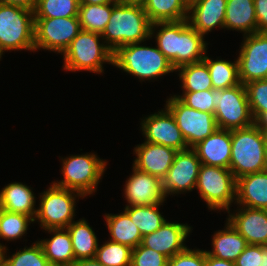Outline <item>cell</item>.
I'll use <instances>...</instances> for the list:
<instances>
[{
    "mask_svg": "<svg viewBox=\"0 0 267 266\" xmlns=\"http://www.w3.org/2000/svg\"><path fill=\"white\" fill-rule=\"evenodd\" d=\"M243 37L237 58L240 82L245 85L254 80L267 79V32Z\"/></svg>",
    "mask_w": 267,
    "mask_h": 266,
    "instance_id": "obj_13",
    "label": "cell"
},
{
    "mask_svg": "<svg viewBox=\"0 0 267 266\" xmlns=\"http://www.w3.org/2000/svg\"><path fill=\"white\" fill-rule=\"evenodd\" d=\"M4 266H52L45 257L41 244L36 241L31 247L14 253L11 257L5 252Z\"/></svg>",
    "mask_w": 267,
    "mask_h": 266,
    "instance_id": "obj_37",
    "label": "cell"
},
{
    "mask_svg": "<svg viewBox=\"0 0 267 266\" xmlns=\"http://www.w3.org/2000/svg\"><path fill=\"white\" fill-rule=\"evenodd\" d=\"M2 4L17 5L34 11L36 0H0Z\"/></svg>",
    "mask_w": 267,
    "mask_h": 266,
    "instance_id": "obj_44",
    "label": "cell"
},
{
    "mask_svg": "<svg viewBox=\"0 0 267 266\" xmlns=\"http://www.w3.org/2000/svg\"><path fill=\"white\" fill-rule=\"evenodd\" d=\"M52 233V238L38 240L45 257L52 266H72L75 257L72 248V240L67 228L47 229Z\"/></svg>",
    "mask_w": 267,
    "mask_h": 266,
    "instance_id": "obj_23",
    "label": "cell"
},
{
    "mask_svg": "<svg viewBox=\"0 0 267 266\" xmlns=\"http://www.w3.org/2000/svg\"><path fill=\"white\" fill-rule=\"evenodd\" d=\"M115 0H80V4H113Z\"/></svg>",
    "mask_w": 267,
    "mask_h": 266,
    "instance_id": "obj_50",
    "label": "cell"
},
{
    "mask_svg": "<svg viewBox=\"0 0 267 266\" xmlns=\"http://www.w3.org/2000/svg\"><path fill=\"white\" fill-rule=\"evenodd\" d=\"M78 17L34 18V47L63 54L81 31Z\"/></svg>",
    "mask_w": 267,
    "mask_h": 266,
    "instance_id": "obj_12",
    "label": "cell"
},
{
    "mask_svg": "<svg viewBox=\"0 0 267 266\" xmlns=\"http://www.w3.org/2000/svg\"><path fill=\"white\" fill-rule=\"evenodd\" d=\"M7 247L0 243V266H4L5 252H7Z\"/></svg>",
    "mask_w": 267,
    "mask_h": 266,
    "instance_id": "obj_51",
    "label": "cell"
},
{
    "mask_svg": "<svg viewBox=\"0 0 267 266\" xmlns=\"http://www.w3.org/2000/svg\"><path fill=\"white\" fill-rule=\"evenodd\" d=\"M212 80L213 89H226L241 84L239 79L238 62L212 60L207 55L203 58Z\"/></svg>",
    "mask_w": 267,
    "mask_h": 266,
    "instance_id": "obj_30",
    "label": "cell"
},
{
    "mask_svg": "<svg viewBox=\"0 0 267 266\" xmlns=\"http://www.w3.org/2000/svg\"><path fill=\"white\" fill-rule=\"evenodd\" d=\"M229 169L235 179L267 170L265 133L255 124L231 130V159Z\"/></svg>",
    "mask_w": 267,
    "mask_h": 266,
    "instance_id": "obj_3",
    "label": "cell"
},
{
    "mask_svg": "<svg viewBox=\"0 0 267 266\" xmlns=\"http://www.w3.org/2000/svg\"><path fill=\"white\" fill-rule=\"evenodd\" d=\"M130 266H168V258L153 249L139 244L132 249Z\"/></svg>",
    "mask_w": 267,
    "mask_h": 266,
    "instance_id": "obj_40",
    "label": "cell"
},
{
    "mask_svg": "<svg viewBox=\"0 0 267 266\" xmlns=\"http://www.w3.org/2000/svg\"><path fill=\"white\" fill-rule=\"evenodd\" d=\"M101 34L81 30L63 53V68L67 71L103 73V63L112 64L113 51L100 43Z\"/></svg>",
    "mask_w": 267,
    "mask_h": 266,
    "instance_id": "obj_5",
    "label": "cell"
},
{
    "mask_svg": "<svg viewBox=\"0 0 267 266\" xmlns=\"http://www.w3.org/2000/svg\"><path fill=\"white\" fill-rule=\"evenodd\" d=\"M32 188L20 182L6 185L0 191V209L28 215L35 219L37 209Z\"/></svg>",
    "mask_w": 267,
    "mask_h": 266,
    "instance_id": "obj_24",
    "label": "cell"
},
{
    "mask_svg": "<svg viewBox=\"0 0 267 266\" xmlns=\"http://www.w3.org/2000/svg\"><path fill=\"white\" fill-rule=\"evenodd\" d=\"M183 92L213 89L208 67L204 61L183 65L177 68Z\"/></svg>",
    "mask_w": 267,
    "mask_h": 266,
    "instance_id": "obj_32",
    "label": "cell"
},
{
    "mask_svg": "<svg viewBox=\"0 0 267 266\" xmlns=\"http://www.w3.org/2000/svg\"><path fill=\"white\" fill-rule=\"evenodd\" d=\"M105 220L111 241L132 249L141 244L142 235L125 211L120 214H105Z\"/></svg>",
    "mask_w": 267,
    "mask_h": 266,
    "instance_id": "obj_28",
    "label": "cell"
},
{
    "mask_svg": "<svg viewBox=\"0 0 267 266\" xmlns=\"http://www.w3.org/2000/svg\"><path fill=\"white\" fill-rule=\"evenodd\" d=\"M200 165L201 162L192 148L178 151L166 177L162 180L165 196L195 189Z\"/></svg>",
    "mask_w": 267,
    "mask_h": 266,
    "instance_id": "obj_15",
    "label": "cell"
},
{
    "mask_svg": "<svg viewBox=\"0 0 267 266\" xmlns=\"http://www.w3.org/2000/svg\"><path fill=\"white\" fill-rule=\"evenodd\" d=\"M227 0H190L189 24L204 36L213 28L224 29Z\"/></svg>",
    "mask_w": 267,
    "mask_h": 266,
    "instance_id": "obj_20",
    "label": "cell"
},
{
    "mask_svg": "<svg viewBox=\"0 0 267 266\" xmlns=\"http://www.w3.org/2000/svg\"><path fill=\"white\" fill-rule=\"evenodd\" d=\"M195 189L211 210H230L236 201V179L230 169L201 164Z\"/></svg>",
    "mask_w": 267,
    "mask_h": 266,
    "instance_id": "obj_8",
    "label": "cell"
},
{
    "mask_svg": "<svg viewBox=\"0 0 267 266\" xmlns=\"http://www.w3.org/2000/svg\"><path fill=\"white\" fill-rule=\"evenodd\" d=\"M206 251L187 248L168 259V266H205Z\"/></svg>",
    "mask_w": 267,
    "mask_h": 266,
    "instance_id": "obj_41",
    "label": "cell"
},
{
    "mask_svg": "<svg viewBox=\"0 0 267 266\" xmlns=\"http://www.w3.org/2000/svg\"><path fill=\"white\" fill-rule=\"evenodd\" d=\"M215 119L219 129L234 130L254 124L245 85L213 89Z\"/></svg>",
    "mask_w": 267,
    "mask_h": 266,
    "instance_id": "obj_9",
    "label": "cell"
},
{
    "mask_svg": "<svg viewBox=\"0 0 267 266\" xmlns=\"http://www.w3.org/2000/svg\"><path fill=\"white\" fill-rule=\"evenodd\" d=\"M34 219L28 215L0 209V239L14 241L21 238Z\"/></svg>",
    "mask_w": 267,
    "mask_h": 266,
    "instance_id": "obj_35",
    "label": "cell"
},
{
    "mask_svg": "<svg viewBox=\"0 0 267 266\" xmlns=\"http://www.w3.org/2000/svg\"><path fill=\"white\" fill-rule=\"evenodd\" d=\"M240 207L267 210V170L236 179V201Z\"/></svg>",
    "mask_w": 267,
    "mask_h": 266,
    "instance_id": "obj_22",
    "label": "cell"
},
{
    "mask_svg": "<svg viewBox=\"0 0 267 266\" xmlns=\"http://www.w3.org/2000/svg\"><path fill=\"white\" fill-rule=\"evenodd\" d=\"M178 151L164 145L145 142L134 148L137 156L133 166L163 180L170 169Z\"/></svg>",
    "mask_w": 267,
    "mask_h": 266,
    "instance_id": "obj_19",
    "label": "cell"
},
{
    "mask_svg": "<svg viewBox=\"0 0 267 266\" xmlns=\"http://www.w3.org/2000/svg\"><path fill=\"white\" fill-rule=\"evenodd\" d=\"M205 266H235V262L217 259L206 252Z\"/></svg>",
    "mask_w": 267,
    "mask_h": 266,
    "instance_id": "obj_45",
    "label": "cell"
},
{
    "mask_svg": "<svg viewBox=\"0 0 267 266\" xmlns=\"http://www.w3.org/2000/svg\"><path fill=\"white\" fill-rule=\"evenodd\" d=\"M190 232L191 226L187 224L165 220L158 230L143 236L141 244L170 259L187 249L184 242Z\"/></svg>",
    "mask_w": 267,
    "mask_h": 266,
    "instance_id": "obj_17",
    "label": "cell"
},
{
    "mask_svg": "<svg viewBox=\"0 0 267 266\" xmlns=\"http://www.w3.org/2000/svg\"><path fill=\"white\" fill-rule=\"evenodd\" d=\"M124 194L129 204L126 206L153 205L166 200L162 180L134 166L133 174L126 181Z\"/></svg>",
    "mask_w": 267,
    "mask_h": 266,
    "instance_id": "obj_16",
    "label": "cell"
},
{
    "mask_svg": "<svg viewBox=\"0 0 267 266\" xmlns=\"http://www.w3.org/2000/svg\"><path fill=\"white\" fill-rule=\"evenodd\" d=\"M141 43L117 47L113 51L112 65L141 80L157 79L174 72L170 61L156 47L143 46Z\"/></svg>",
    "mask_w": 267,
    "mask_h": 266,
    "instance_id": "obj_4",
    "label": "cell"
},
{
    "mask_svg": "<svg viewBox=\"0 0 267 266\" xmlns=\"http://www.w3.org/2000/svg\"><path fill=\"white\" fill-rule=\"evenodd\" d=\"M76 197L84 198L79 192L52 183L40 194V204L34 221L38 220L44 230L67 228L75 216Z\"/></svg>",
    "mask_w": 267,
    "mask_h": 266,
    "instance_id": "obj_10",
    "label": "cell"
},
{
    "mask_svg": "<svg viewBox=\"0 0 267 266\" xmlns=\"http://www.w3.org/2000/svg\"><path fill=\"white\" fill-rule=\"evenodd\" d=\"M34 47V11L0 3V53Z\"/></svg>",
    "mask_w": 267,
    "mask_h": 266,
    "instance_id": "obj_6",
    "label": "cell"
},
{
    "mask_svg": "<svg viewBox=\"0 0 267 266\" xmlns=\"http://www.w3.org/2000/svg\"><path fill=\"white\" fill-rule=\"evenodd\" d=\"M235 266H260V245L248 244L236 259Z\"/></svg>",
    "mask_w": 267,
    "mask_h": 266,
    "instance_id": "obj_42",
    "label": "cell"
},
{
    "mask_svg": "<svg viewBox=\"0 0 267 266\" xmlns=\"http://www.w3.org/2000/svg\"><path fill=\"white\" fill-rule=\"evenodd\" d=\"M151 25L142 6L113 3L111 18L101 34L103 43L112 51L142 43L151 38Z\"/></svg>",
    "mask_w": 267,
    "mask_h": 266,
    "instance_id": "obj_2",
    "label": "cell"
},
{
    "mask_svg": "<svg viewBox=\"0 0 267 266\" xmlns=\"http://www.w3.org/2000/svg\"><path fill=\"white\" fill-rule=\"evenodd\" d=\"M182 94V96H175H177L184 104L192 109L202 112H209L212 114L215 113V107L213 103L215 101V96H213V89H208L205 91L183 92Z\"/></svg>",
    "mask_w": 267,
    "mask_h": 266,
    "instance_id": "obj_39",
    "label": "cell"
},
{
    "mask_svg": "<svg viewBox=\"0 0 267 266\" xmlns=\"http://www.w3.org/2000/svg\"><path fill=\"white\" fill-rule=\"evenodd\" d=\"M249 35L257 32L254 0H227L224 29Z\"/></svg>",
    "mask_w": 267,
    "mask_h": 266,
    "instance_id": "obj_25",
    "label": "cell"
},
{
    "mask_svg": "<svg viewBox=\"0 0 267 266\" xmlns=\"http://www.w3.org/2000/svg\"><path fill=\"white\" fill-rule=\"evenodd\" d=\"M164 109L142 119L145 142L164 145L176 151L189 149L173 115L166 107Z\"/></svg>",
    "mask_w": 267,
    "mask_h": 266,
    "instance_id": "obj_14",
    "label": "cell"
},
{
    "mask_svg": "<svg viewBox=\"0 0 267 266\" xmlns=\"http://www.w3.org/2000/svg\"><path fill=\"white\" fill-rule=\"evenodd\" d=\"M67 230L71 236L75 260L95 258L99 244L88 222L84 218L73 221Z\"/></svg>",
    "mask_w": 267,
    "mask_h": 266,
    "instance_id": "obj_29",
    "label": "cell"
},
{
    "mask_svg": "<svg viewBox=\"0 0 267 266\" xmlns=\"http://www.w3.org/2000/svg\"><path fill=\"white\" fill-rule=\"evenodd\" d=\"M62 162L63 180L52 182L54 185L79 192L83 197L95 193L107 166L105 160L87 153L62 158Z\"/></svg>",
    "mask_w": 267,
    "mask_h": 266,
    "instance_id": "obj_7",
    "label": "cell"
},
{
    "mask_svg": "<svg viewBox=\"0 0 267 266\" xmlns=\"http://www.w3.org/2000/svg\"><path fill=\"white\" fill-rule=\"evenodd\" d=\"M260 266H267V245H260Z\"/></svg>",
    "mask_w": 267,
    "mask_h": 266,
    "instance_id": "obj_49",
    "label": "cell"
},
{
    "mask_svg": "<svg viewBox=\"0 0 267 266\" xmlns=\"http://www.w3.org/2000/svg\"><path fill=\"white\" fill-rule=\"evenodd\" d=\"M160 205L163 204L125 206L124 211L138 227L142 237L158 230L165 222L166 219L159 212Z\"/></svg>",
    "mask_w": 267,
    "mask_h": 266,
    "instance_id": "obj_31",
    "label": "cell"
},
{
    "mask_svg": "<svg viewBox=\"0 0 267 266\" xmlns=\"http://www.w3.org/2000/svg\"><path fill=\"white\" fill-rule=\"evenodd\" d=\"M248 102L254 120L267 111V79L254 80L245 84Z\"/></svg>",
    "mask_w": 267,
    "mask_h": 266,
    "instance_id": "obj_38",
    "label": "cell"
},
{
    "mask_svg": "<svg viewBox=\"0 0 267 266\" xmlns=\"http://www.w3.org/2000/svg\"><path fill=\"white\" fill-rule=\"evenodd\" d=\"M254 124L262 130L264 133H267V111L262 112L255 120Z\"/></svg>",
    "mask_w": 267,
    "mask_h": 266,
    "instance_id": "obj_47",
    "label": "cell"
},
{
    "mask_svg": "<svg viewBox=\"0 0 267 266\" xmlns=\"http://www.w3.org/2000/svg\"><path fill=\"white\" fill-rule=\"evenodd\" d=\"M160 29L156 32L155 29ZM156 34V36L154 35ZM155 36L157 48L177 68L203 61L207 52L204 35L198 33L187 19L175 22H157L151 25V38Z\"/></svg>",
    "mask_w": 267,
    "mask_h": 266,
    "instance_id": "obj_1",
    "label": "cell"
},
{
    "mask_svg": "<svg viewBox=\"0 0 267 266\" xmlns=\"http://www.w3.org/2000/svg\"><path fill=\"white\" fill-rule=\"evenodd\" d=\"M113 4H80L78 19L82 30L102 34L111 18Z\"/></svg>",
    "mask_w": 267,
    "mask_h": 266,
    "instance_id": "obj_33",
    "label": "cell"
},
{
    "mask_svg": "<svg viewBox=\"0 0 267 266\" xmlns=\"http://www.w3.org/2000/svg\"><path fill=\"white\" fill-rule=\"evenodd\" d=\"M247 245L245 238L227 221L225 229L213 235V249L206 252L217 259L235 262Z\"/></svg>",
    "mask_w": 267,
    "mask_h": 266,
    "instance_id": "obj_26",
    "label": "cell"
},
{
    "mask_svg": "<svg viewBox=\"0 0 267 266\" xmlns=\"http://www.w3.org/2000/svg\"><path fill=\"white\" fill-rule=\"evenodd\" d=\"M80 0H36L34 18L78 17Z\"/></svg>",
    "mask_w": 267,
    "mask_h": 266,
    "instance_id": "obj_34",
    "label": "cell"
},
{
    "mask_svg": "<svg viewBox=\"0 0 267 266\" xmlns=\"http://www.w3.org/2000/svg\"><path fill=\"white\" fill-rule=\"evenodd\" d=\"M116 3L125 4V5H137L144 6L147 0H115Z\"/></svg>",
    "mask_w": 267,
    "mask_h": 266,
    "instance_id": "obj_48",
    "label": "cell"
},
{
    "mask_svg": "<svg viewBox=\"0 0 267 266\" xmlns=\"http://www.w3.org/2000/svg\"><path fill=\"white\" fill-rule=\"evenodd\" d=\"M165 107L173 115L189 148L218 129L214 114L192 109L175 95L167 99Z\"/></svg>",
    "mask_w": 267,
    "mask_h": 266,
    "instance_id": "obj_11",
    "label": "cell"
},
{
    "mask_svg": "<svg viewBox=\"0 0 267 266\" xmlns=\"http://www.w3.org/2000/svg\"><path fill=\"white\" fill-rule=\"evenodd\" d=\"M230 214L227 221L250 245H267V210L241 207Z\"/></svg>",
    "mask_w": 267,
    "mask_h": 266,
    "instance_id": "obj_18",
    "label": "cell"
},
{
    "mask_svg": "<svg viewBox=\"0 0 267 266\" xmlns=\"http://www.w3.org/2000/svg\"><path fill=\"white\" fill-rule=\"evenodd\" d=\"M192 149L201 164L229 169L231 159V130L217 129Z\"/></svg>",
    "mask_w": 267,
    "mask_h": 266,
    "instance_id": "obj_21",
    "label": "cell"
},
{
    "mask_svg": "<svg viewBox=\"0 0 267 266\" xmlns=\"http://www.w3.org/2000/svg\"><path fill=\"white\" fill-rule=\"evenodd\" d=\"M190 0H147L143 8L150 22H175L188 19Z\"/></svg>",
    "mask_w": 267,
    "mask_h": 266,
    "instance_id": "obj_27",
    "label": "cell"
},
{
    "mask_svg": "<svg viewBox=\"0 0 267 266\" xmlns=\"http://www.w3.org/2000/svg\"><path fill=\"white\" fill-rule=\"evenodd\" d=\"M132 248L108 240L98 245L95 258L104 266H130Z\"/></svg>",
    "mask_w": 267,
    "mask_h": 266,
    "instance_id": "obj_36",
    "label": "cell"
},
{
    "mask_svg": "<svg viewBox=\"0 0 267 266\" xmlns=\"http://www.w3.org/2000/svg\"><path fill=\"white\" fill-rule=\"evenodd\" d=\"M72 266H104L96 258L78 259Z\"/></svg>",
    "mask_w": 267,
    "mask_h": 266,
    "instance_id": "obj_46",
    "label": "cell"
},
{
    "mask_svg": "<svg viewBox=\"0 0 267 266\" xmlns=\"http://www.w3.org/2000/svg\"><path fill=\"white\" fill-rule=\"evenodd\" d=\"M257 32H267V0H254Z\"/></svg>",
    "mask_w": 267,
    "mask_h": 266,
    "instance_id": "obj_43",
    "label": "cell"
},
{
    "mask_svg": "<svg viewBox=\"0 0 267 266\" xmlns=\"http://www.w3.org/2000/svg\"><path fill=\"white\" fill-rule=\"evenodd\" d=\"M265 160L267 165V133H265Z\"/></svg>",
    "mask_w": 267,
    "mask_h": 266,
    "instance_id": "obj_52",
    "label": "cell"
}]
</instances>
